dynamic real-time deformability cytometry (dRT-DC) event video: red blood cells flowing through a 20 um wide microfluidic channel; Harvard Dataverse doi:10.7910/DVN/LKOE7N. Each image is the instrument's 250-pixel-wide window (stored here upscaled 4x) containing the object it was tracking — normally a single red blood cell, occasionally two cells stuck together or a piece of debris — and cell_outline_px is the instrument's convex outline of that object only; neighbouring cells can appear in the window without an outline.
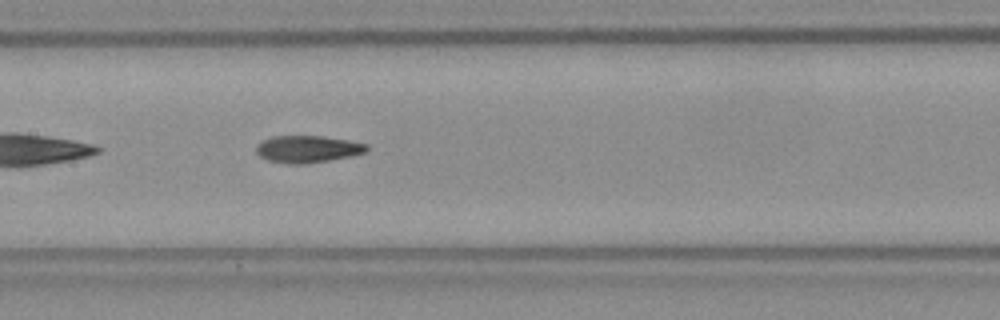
{"species": "Egyptian fruit bat (a non-hibernating species)", "species_latin": "Rousettus aegyptiacus", "temperature_condition": "room temperature", "stored_images_in_passage": 32, "camera_frame_rate_fps": 3000, "um_per_image_px": 0.085, "frame": {"image": 1, "passage_image": 10, "time_ms": 3.0, "image_size_px": [1000, 320], "cell_outline_px": [[368, 148], [364, 152], [352, 156], [308, 164], [288, 164], [268, 160], [260, 156], [256, 152], [256, 144], [272, 136], [324, 136], [348, 140], [368, 144]], "centroid_in_image_um": [26.14, 12.67], "position_along_channel_um": 181.3, "area_um2": 17.51}, "authors_computed_cell_mechanics": {"area_um2": 17.5134, "velocity_mm_per_s": 3.8487, "shape_relaxation_time_tau1_ms": null, "shape_relaxation_time_tau2_ms": 5.0672, "deformation_change_tau1": null, "deformation_change_tau2": 0.136}}